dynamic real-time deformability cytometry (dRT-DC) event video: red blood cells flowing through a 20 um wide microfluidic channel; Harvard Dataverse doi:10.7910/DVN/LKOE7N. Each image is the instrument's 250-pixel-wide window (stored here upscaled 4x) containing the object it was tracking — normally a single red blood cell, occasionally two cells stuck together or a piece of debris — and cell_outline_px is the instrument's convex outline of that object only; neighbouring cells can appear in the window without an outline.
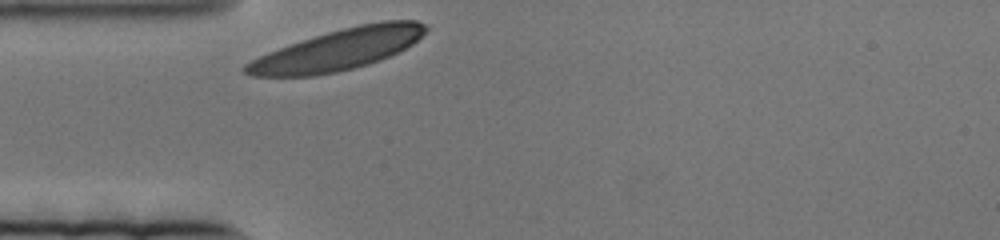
{"species": "human", "species_latin": "Homo sapiens", "temperature_condition": "cold", "stored_images_in_passage": 43, "camera_frame_rate_fps": 3000, "um_per_image_px": 0.085, "donor": {"sex": "female"}, "frame": {"image": 1, "passage_image": 1, "time_ms": 0.0, "image_size_px": [1000, 240], "cell_outline_px": [[428, 28], [412, 44], [380, 60], [368, 64], [336, 72], [312, 76], [252, 76], [244, 72], [240, 68], [244, 64], [268, 52], [328, 32], [360, 24], [384, 20], [416, 20], [428, 24]], "centroid_in_image_um": [28.74, 4.22], "position_along_channel_um": 56.3, "area_um2": 42.37}}
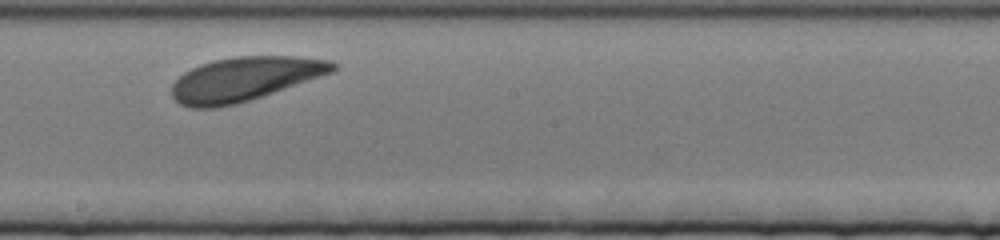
{"frame": {"image": 2, "passage_image": 24, "time_ms": 7.667, "image_size_px": [1000, 240], "cell_outline_px": [[336, 68], [332, 72], [236, 104], [216, 108], [192, 108], [180, 104], [172, 96], [172, 84], [184, 72], [200, 64], [216, 60], [236, 56], [296, 56], [332, 60], [336, 64]], "centroid_in_image_um": [20.76, 6.71], "position_along_channel_um": 227.4, "area_um2": 40.75}}
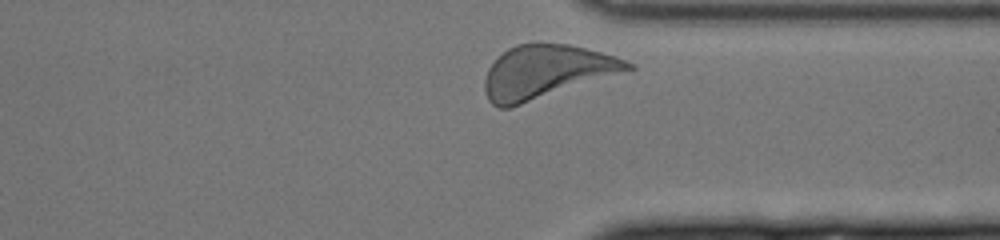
{"frame": {"image": 3, "passage_image": 42, "time_ms": 13.667, "image_size_px": [1000, 240], "cell_outline_px": [[636, 68], [512, 108], [500, 108], [492, 104], [488, 100], [484, 88], [484, 80], [488, 68], [508, 48], [516, 44], [568, 44], [600, 52], [636, 64]], "centroid_in_image_um": [46.41, 6.13], "position_along_channel_um": 365.0, "area_um2": 44.1}}